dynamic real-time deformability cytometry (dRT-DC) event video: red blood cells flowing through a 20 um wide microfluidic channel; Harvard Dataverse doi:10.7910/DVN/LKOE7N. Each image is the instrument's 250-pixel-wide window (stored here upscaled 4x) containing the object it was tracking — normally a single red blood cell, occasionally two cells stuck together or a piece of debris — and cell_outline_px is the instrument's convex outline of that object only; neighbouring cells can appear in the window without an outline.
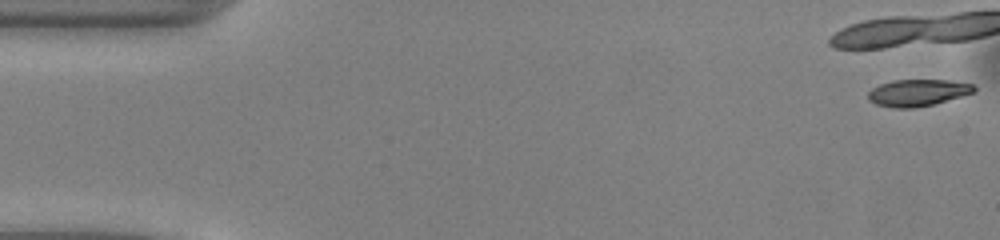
{"species": "common noctule bat (a hibernating species)", "species_latin": "Nyctalus noctula", "temperature_condition": "warm", "stored_images_in_passage": 38, "camera_frame_rate_fps": 3000, "um_per_image_px": 0.085, "animal": {"sex": "male", "body_mass_g": 13.0, "forearm_length_mm": 53.1}, "frame": {"image": 1, "passage_image": 1, "time_ms": 0.0, "image_size_px": [1000, 240], "cell_outline_px": [[976, 88], [972, 92], [960, 96], [932, 104], [912, 108], [892, 108], [876, 104], [868, 100], [868, 92], [872, 88], [880, 84], [892, 80], [948, 80], [972, 84]], "centroid_in_image_um": [77.94, 7.87], "position_along_channel_um": 7.1, "area_um2": 16.3}}